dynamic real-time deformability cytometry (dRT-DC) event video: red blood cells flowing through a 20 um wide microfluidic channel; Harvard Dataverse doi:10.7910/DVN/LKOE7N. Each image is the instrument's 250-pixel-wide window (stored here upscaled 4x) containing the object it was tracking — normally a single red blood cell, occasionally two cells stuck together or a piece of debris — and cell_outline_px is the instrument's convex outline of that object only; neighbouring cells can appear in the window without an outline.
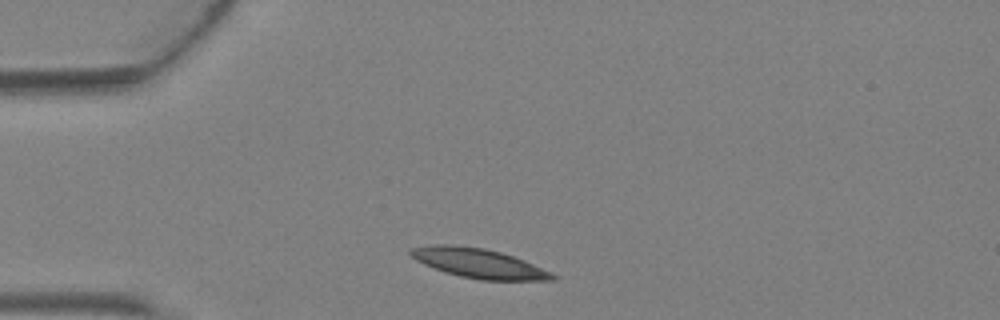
{"species": "Egyptian fruit bat (a non-hibernating species)", "species_latin": "Rousettus aegyptiacus", "temperature_condition": "warm", "stored_images_in_passage": 1, "camera_frame_rate_fps": 3000, "um_per_image_px": 0.085, "animal": {"sex": "female"}, "frame": {"image": 1, "passage_image": 1, "time_ms": 0.0, "image_size_px": [1000, 320], "cell_outline_px": [[560, 276], [556, 280], [480, 280], [460, 276], [424, 264], [416, 260], [408, 252], [412, 248], [432, 244], [452, 244], [484, 248], [500, 252], [524, 260], [552, 272]], "centroid_in_image_um": [40.74, 22.37], "position_along_channel_um": 44.3, "area_um2": 24.28}}